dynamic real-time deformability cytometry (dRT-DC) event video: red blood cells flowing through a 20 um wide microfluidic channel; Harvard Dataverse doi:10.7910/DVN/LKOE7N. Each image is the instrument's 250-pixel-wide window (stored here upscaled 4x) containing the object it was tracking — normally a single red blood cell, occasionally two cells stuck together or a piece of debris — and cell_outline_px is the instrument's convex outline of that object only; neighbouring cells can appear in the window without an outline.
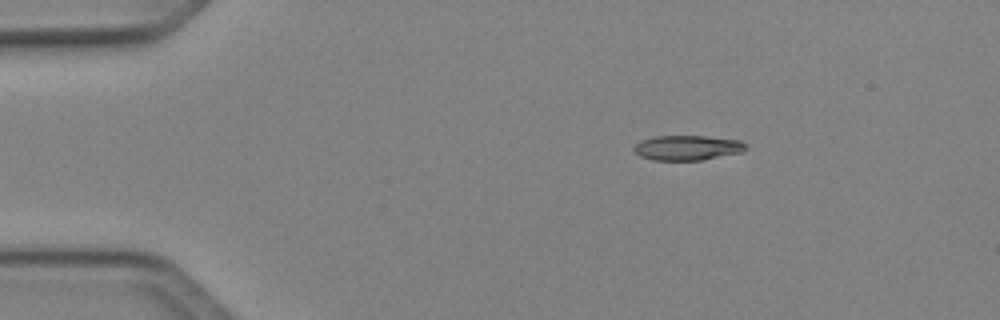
{"species": "Egyptian fruit bat (a non-hibernating species)", "species_latin": "Rousettus aegyptiacus", "temperature_condition": "cold", "stored_images_in_passage": 42, "camera_frame_rate_fps": 3000, "um_per_image_px": 0.085, "animal": {"sex": "female"}, "frame": {"image": 1, "passage_image": 1, "time_ms": 0.0, "image_size_px": [1000, 320], "cell_outline_px": [[748, 148], [740, 152], [700, 160], [652, 160], [640, 156], [632, 148], [636, 144], [644, 140], [656, 136], [704, 136], [740, 140]], "centroid_in_image_um": [58.41, 12.56], "position_along_channel_um": 26.6, "area_um2": 15.95}}
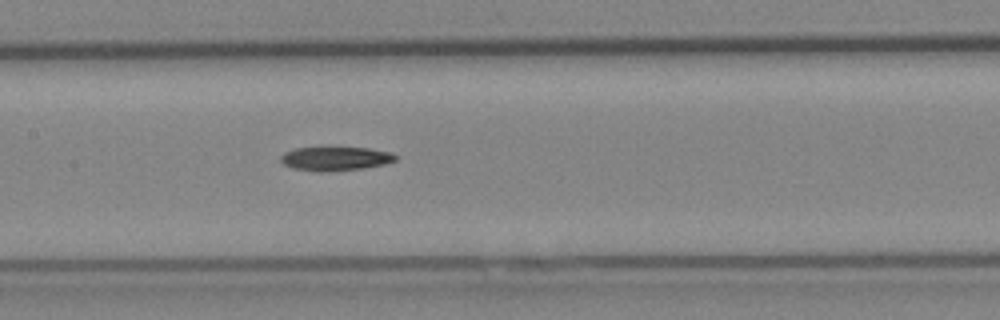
{"frame": {"image": 2, "passage_image": 17, "time_ms": 5.333, "image_size_px": [1000, 320], "cell_outline_px": [[396, 160], [384, 164], [360, 168], [320, 172], [292, 168], [284, 164], [280, 160], [280, 156], [284, 152], [296, 148], [368, 148], [392, 152], [396, 156]], "centroid_in_image_um": [28.48, 13.48], "position_along_channel_um": 178.9, "area_um2": 15.72}}
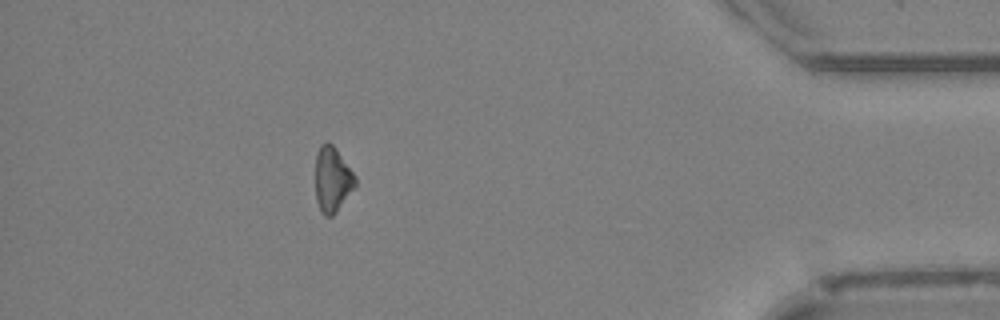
{"frame": {"image": 3, "passage_image": 37, "time_ms": 12.0, "image_size_px": [1000, 320], "cell_outline_px": [[356, 184], [336, 212], [332, 216], [324, 216], [320, 212], [316, 200], [316, 152], [320, 144], [332, 144], [356, 176]], "centroid_in_image_um": [28.23, 15.28], "position_along_channel_um": 407.0, "area_um2": 14.91}, "authors_computed_cell_mechanics": {"area_um2": 16.1551, "velocity_mm_per_s": 4.1277, "shape_relaxation_time_tau1_ms": 5.9604, "shape_relaxation_time_tau2_ms": null, "deformation_change_tau1": 0.1588, "deformation_change_tau2": null}}